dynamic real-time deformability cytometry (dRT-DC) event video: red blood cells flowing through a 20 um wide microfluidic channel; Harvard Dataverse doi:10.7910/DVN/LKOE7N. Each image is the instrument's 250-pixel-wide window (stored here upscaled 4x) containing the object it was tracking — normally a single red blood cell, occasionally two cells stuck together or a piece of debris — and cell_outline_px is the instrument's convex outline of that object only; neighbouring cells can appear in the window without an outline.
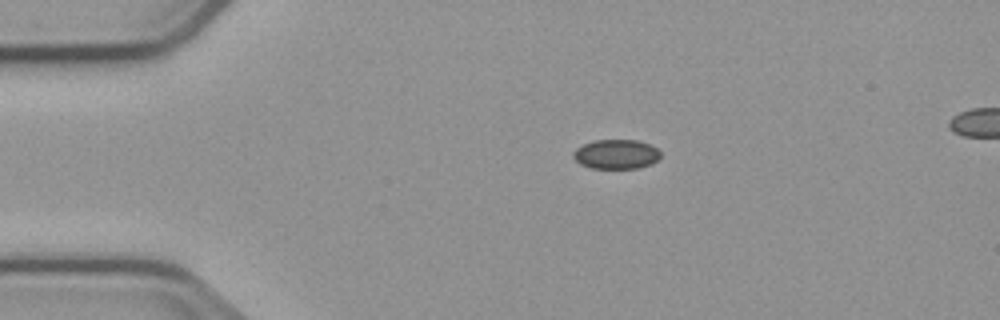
{"species": "common noctule bat (a hibernating species)", "species_latin": "Nyctalus noctula", "temperature_condition": "cold", "stored_images_in_passage": 4, "camera_frame_rate_fps": 3000, "um_per_image_px": 0.085, "animal": {"sex": "male", "body_mass_g": 23.1, "forearm_length_mm": 52.7}, "frame": {"image": 1, "passage_image": 1, "time_ms": 0.0, "image_size_px": [1000, 320], "cell_outline_px": [[660, 156], [652, 164], [636, 168], [592, 168], [580, 164], [572, 156], [572, 152], [576, 148], [592, 140], [636, 140], [648, 144], [656, 148], [660, 152]], "centroid_in_image_um": [52.34, 13.1], "position_along_channel_um": 32.7, "area_um2": 14.91}}
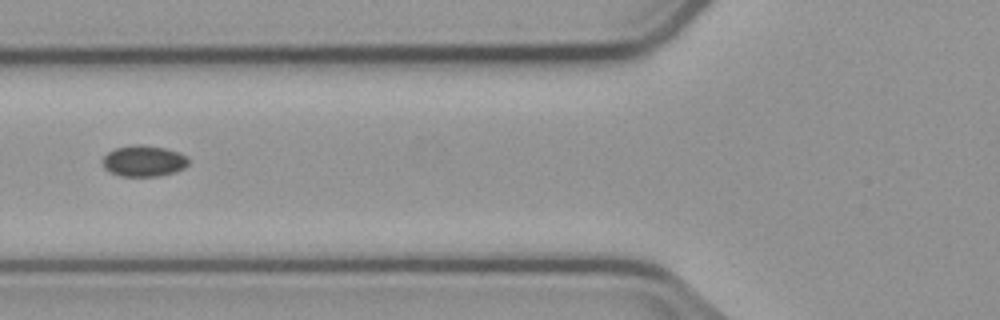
{"frame": {"image": 2, "passage_image": 4, "time_ms": 3.333, "image_size_px": [1000, 320], "cell_outline_px": [[188, 164], [184, 168], [176, 172], [160, 176], [120, 176], [104, 168], [100, 160], [108, 152], [116, 148], [136, 144], [140, 144], [164, 148], [180, 152], [188, 156]], "centroid_in_image_um": [12.23, 13.68], "position_along_channel_um": 113.6, "area_um2": 15.72}}